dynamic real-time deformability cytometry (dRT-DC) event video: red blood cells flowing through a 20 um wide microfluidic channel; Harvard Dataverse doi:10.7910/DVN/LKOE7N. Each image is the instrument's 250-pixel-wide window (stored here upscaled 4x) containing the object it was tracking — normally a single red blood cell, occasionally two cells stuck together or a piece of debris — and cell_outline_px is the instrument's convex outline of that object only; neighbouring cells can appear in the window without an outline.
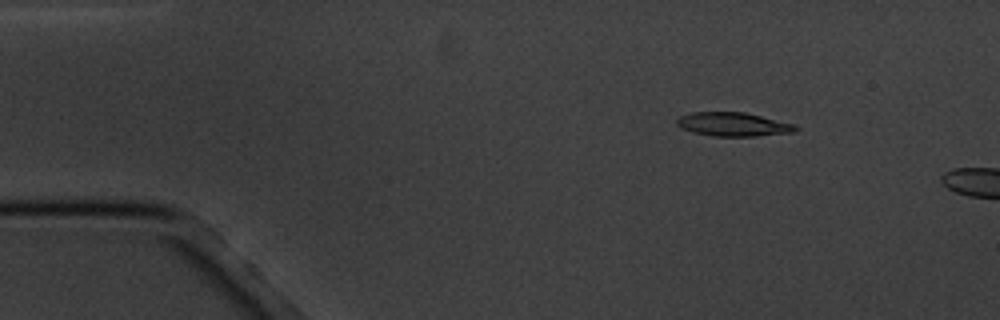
{"species": "common noctule bat (a hibernating species)", "species_latin": "Nyctalus noctula", "temperature_condition": "cold", "stored_images_in_passage": 4, "camera_frame_rate_fps": 3000, "um_per_image_px": 0.085, "animal": {"sex": "male", "body_mass_g": 20.1, "forearm_length_mm": 53.5}, "frame": {"image": 1, "passage_image": 2, "time_ms": 1.333, "image_size_px": [1000, 320], "cell_outline_px": [[800, 128], [796, 132], [756, 136], [712, 136], [692, 132], [676, 124], [676, 120], [680, 116], [692, 112], [744, 112], [796, 124]], "centroid_in_image_um": [62.37, 10.57], "position_along_channel_um": 22.6, "area_um2": 16.53}}